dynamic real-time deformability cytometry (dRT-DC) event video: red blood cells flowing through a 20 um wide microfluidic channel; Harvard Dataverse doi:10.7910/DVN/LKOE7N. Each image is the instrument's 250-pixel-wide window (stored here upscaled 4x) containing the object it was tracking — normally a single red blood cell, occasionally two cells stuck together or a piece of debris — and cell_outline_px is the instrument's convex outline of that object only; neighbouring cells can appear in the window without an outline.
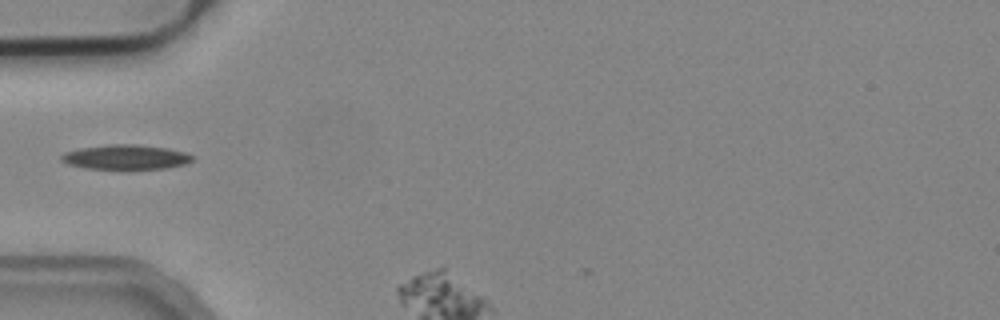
{"species": "common noctule bat (a hibernating species)", "species_latin": "Nyctalus noctula", "temperature_condition": "cold", "stored_images_in_passage": 5, "camera_frame_rate_fps": 3000, "um_per_image_px": 0.085, "animal": {"sex": "male", "body_mass_g": 19.2, "forearm_length_mm": 51.8}, "frame": {"image": 1, "passage_image": 3, "time_ms": 0.667, "image_size_px": [1000, 320], "cell_outline_px": [[192, 160], [184, 164], [168, 168], [84, 168], [68, 164], [60, 160], [60, 156], [64, 152], [80, 148], [108, 144], [136, 144], [168, 148], [184, 152], [192, 156]], "centroid_in_image_um": [10.64, 13.34], "position_along_channel_um": 74.4, "area_um2": 18.61}}